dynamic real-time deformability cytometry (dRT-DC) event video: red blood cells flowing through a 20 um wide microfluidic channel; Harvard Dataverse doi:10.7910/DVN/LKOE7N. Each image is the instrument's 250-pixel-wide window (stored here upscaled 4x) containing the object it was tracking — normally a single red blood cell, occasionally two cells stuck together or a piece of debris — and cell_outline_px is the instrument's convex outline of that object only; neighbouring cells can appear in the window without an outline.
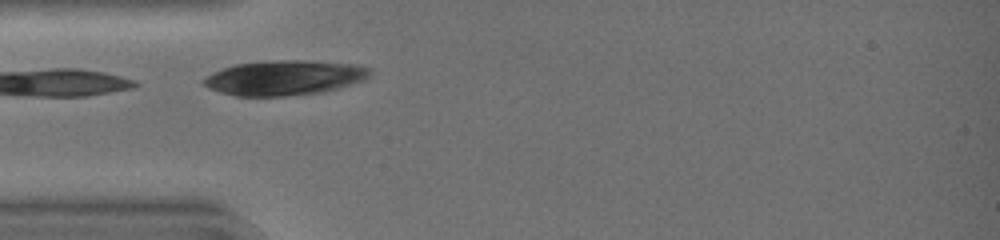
{"species": "common noctule bat (a hibernating species)", "species_latin": "Nyctalus noctula", "temperature_condition": "warm", "stored_images_in_passage": 11, "camera_frame_rate_fps": 3000, "um_per_image_px": 0.085, "animal": {"sex": "female", "body_mass_g": 19.0, "forearm_length_mm": 51.5}, "frame": {"image": 1, "passage_image": 1, "time_ms": 0.0, "image_size_px": [1000, 240], "cell_outline_px": [[372, 76], [364, 80], [340, 88], [324, 92], [288, 96], [236, 96], [220, 92], [208, 88], [200, 80], [212, 72], [236, 64], [268, 60], [304, 60], [356, 64], [372, 68]], "centroid_in_image_um": [24.22, 6.61], "position_along_channel_um": 60.8, "area_um2": 34.28}}